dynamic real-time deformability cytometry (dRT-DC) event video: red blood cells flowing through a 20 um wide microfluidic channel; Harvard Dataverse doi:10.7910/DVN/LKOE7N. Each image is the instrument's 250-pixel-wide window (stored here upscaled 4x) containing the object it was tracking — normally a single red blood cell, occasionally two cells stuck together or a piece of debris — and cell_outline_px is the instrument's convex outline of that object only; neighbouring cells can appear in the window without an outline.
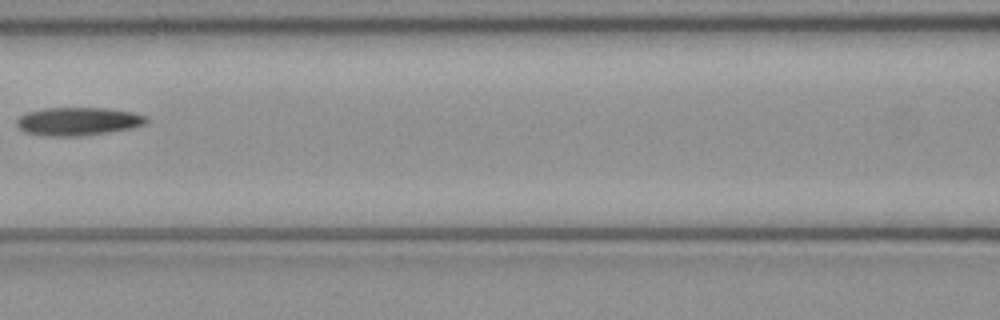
{"species": "common noctule bat (a hibernating species)", "species_latin": "Nyctalus noctula", "temperature_condition": "cold", "stored_images_in_passage": 3, "camera_frame_rate_fps": 3000, "um_per_image_px": 0.085, "animal": {"sex": "female", "body_mass_g": 21.9}, "frame": {"image": 1, "passage_image": 3, "time_ms": 0.667, "image_size_px": [1000, 320], "cell_outline_px": [[148, 124], [132, 128], [108, 132], [80, 136], [44, 136], [24, 132], [16, 124], [16, 120], [20, 116], [28, 112], [44, 108], [104, 108], [132, 112], [148, 116]], "centroid_in_image_um": [6.66, 10.32], "position_along_channel_um": 159.9, "area_um2": 21.39}}